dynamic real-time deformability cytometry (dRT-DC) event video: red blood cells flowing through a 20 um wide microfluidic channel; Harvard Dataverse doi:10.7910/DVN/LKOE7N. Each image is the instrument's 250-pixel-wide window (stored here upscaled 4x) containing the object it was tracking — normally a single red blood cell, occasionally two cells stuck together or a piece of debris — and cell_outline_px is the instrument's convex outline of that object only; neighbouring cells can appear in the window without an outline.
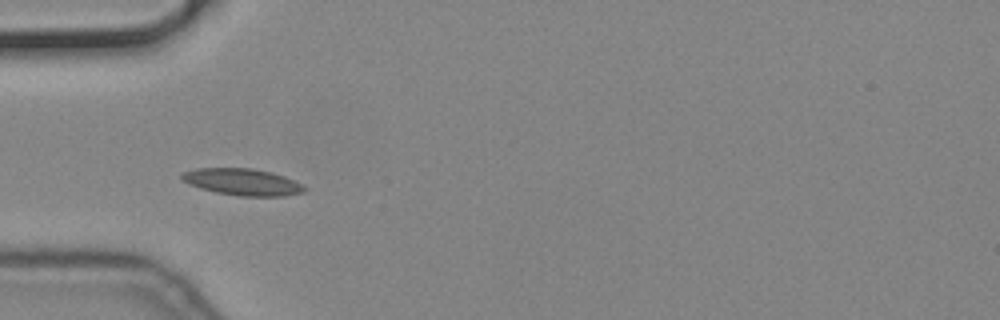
{"species": "common noctule bat (a hibernating species)", "species_latin": "Nyctalus noctula", "temperature_condition": "cold", "stored_images_in_passage": 6, "segment_of_instrument_passage": [2, 2], "camera_frame_rate_fps": 3000, "um_per_image_px": 0.085, "animal": {"sex": "male", "body_mass_g": 19.2, "forearm_length_mm": 51.8}, "frame": {"image": 1, "passage_image": 5, "time_ms": 1.333, "image_size_px": [1000, 320], "cell_outline_px": [[308, 188], [304, 192], [284, 196], [240, 196], [216, 192], [200, 188], [188, 184], [180, 176], [184, 172], [196, 168], [252, 168], [272, 172], [284, 176]], "centroid_in_image_um": [20.61, 15.46], "position_along_channel_um": 64.4, "area_um2": 19.02}}
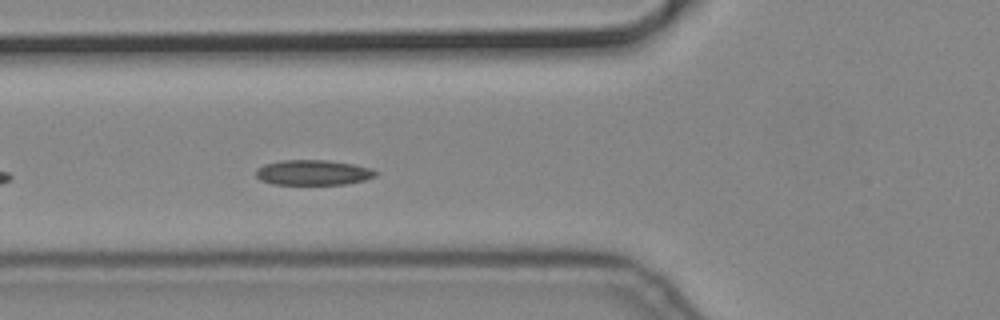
{"frame": {"image": 2, "passage_image": 6, "time_ms": 1.667, "image_size_px": [1000, 320], "cell_outline_px": [[380, 172], [376, 176], [364, 180], [344, 184], [272, 184], [260, 180], [256, 176], [256, 168], [264, 164], [280, 160], [328, 160], [352, 164], [368, 168]], "centroid_in_image_um": [26.58, 14.66], "position_along_channel_um": 99.2, "area_um2": 17.57}}